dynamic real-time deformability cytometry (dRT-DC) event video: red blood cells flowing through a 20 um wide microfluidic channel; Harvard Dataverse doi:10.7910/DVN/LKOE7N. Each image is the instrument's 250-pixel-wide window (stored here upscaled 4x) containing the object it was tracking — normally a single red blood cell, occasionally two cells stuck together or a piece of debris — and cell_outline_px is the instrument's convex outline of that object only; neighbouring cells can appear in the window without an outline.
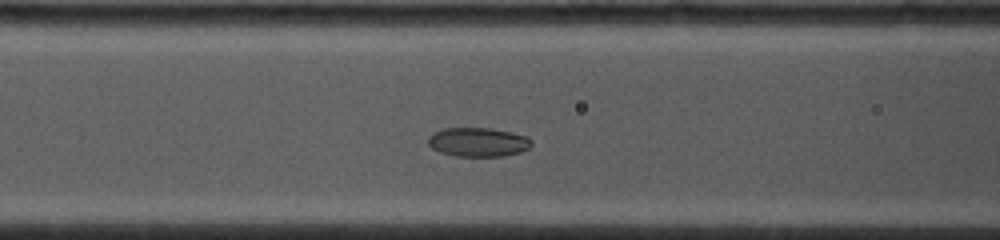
{"species": "common noctule bat (a hibernating species)", "species_latin": "Nyctalus noctula", "temperature_condition": "cold", "stored_images_in_passage": 26, "camera_frame_rate_fps": 4500, "um_per_image_px": 0.085, "animal": {"sex": "female", "body_mass_g": 19.0, "forearm_length_mm": 53.3}, "frame": {"image": 1, "passage_image": 6, "time_ms": 2.444, "image_size_px": [1000, 240], "cell_outline_px": [[532, 144], [528, 148], [520, 152], [500, 156], [456, 156], [440, 152], [432, 148], [428, 144], [428, 136], [432, 132], [444, 128], [488, 128], [528, 136], [532, 140]], "centroid_in_image_um": [40.61, 12.07], "position_along_channel_um": 126.0, "area_um2": 17.46}}
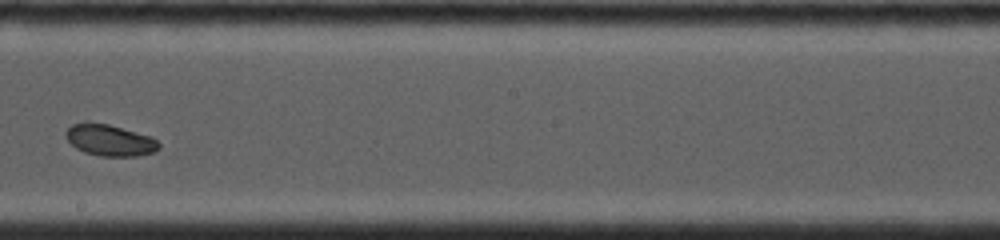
{"frame": {"image": 2, "passage_image": 13, "time_ms": 5.333, "image_size_px": [1000, 240], "cell_outline_px": [[160, 148], [156, 152], [136, 156], [100, 156], [84, 152], [76, 148], [64, 136], [64, 132], [72, 124], [84, 120], [88, 120], [108, 124], [152, 136], [160, 144]], "centroid_in_image_um": [9.31, 11.89], "position_along_channel_um": 238.9, "area_um2": 17.46}}
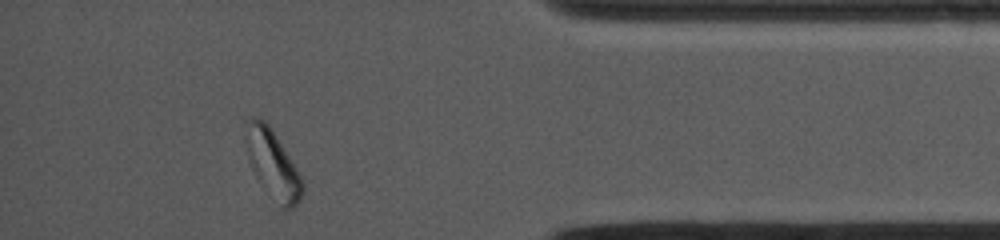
{"frame": {"image": 3, "passage_image": 24, "time_ms": 10.222, "image_size_px": [1000, 240], "cell_outline_px": [[304, 192], [300, 200], [292, 208], [284, 208], [256, 180], [248, 160], [244, 140], [244, 120], [252, 116], [260, 116], [268, 124], [276, 136], [296, 168], [304, 184]], "centroid_in_image_um": [23.11, 13.87], "position_along_channel_um": 412.1, "area_um2": 22.77}, "authors_computed_cell_mechanics": {"area_um2": 17.629, "velocity_mm_per_s": 3.9205, "shape_relaxation_time_tau1_ms": 3.3427, "shape_relaxation_time_tau2_ms": null, "deformation_change_tau1": 0.0871, "deformation_change_tau2": null}}